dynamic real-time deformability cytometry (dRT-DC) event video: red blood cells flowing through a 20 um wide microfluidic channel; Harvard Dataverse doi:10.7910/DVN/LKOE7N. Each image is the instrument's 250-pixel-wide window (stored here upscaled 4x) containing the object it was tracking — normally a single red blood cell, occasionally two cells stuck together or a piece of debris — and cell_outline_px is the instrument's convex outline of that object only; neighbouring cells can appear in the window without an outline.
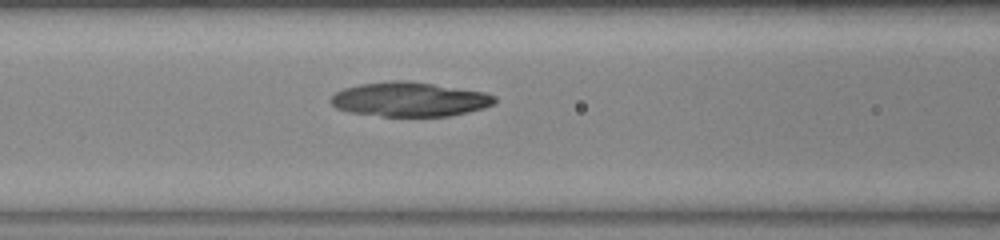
{"species": "common noctule bat (a hibernating species)", "species_latin": "Nyctalus noctula", "temperature_condition": "warm", "stored_images_in_passage": 31, "camera_frame_rate_fps": 3000, "um_per_image_px": 0.085, "animal": {"sex": "female", "body_mass_g": 23.0, "forearm_length_mm": 53.4}, "frame": {"image": 1, "passage_image": 17, "time_ms": 5.333, "image_size_px": [1000, 240], "cell_outline_px": [[496, 100], [492, 104], [484, 108], [468, 112], [448, 116], [380, 116], [348, 112], [336, 108], [328, 100], [336, 92], [344, 88], [360, 84], [392, 80], [408, 80], [484, 92], [496, 96]], "centroid_in_image_um": [34.79, 8.44], "position_along_channel_um": 131.8, "area_um2": 32.89}}
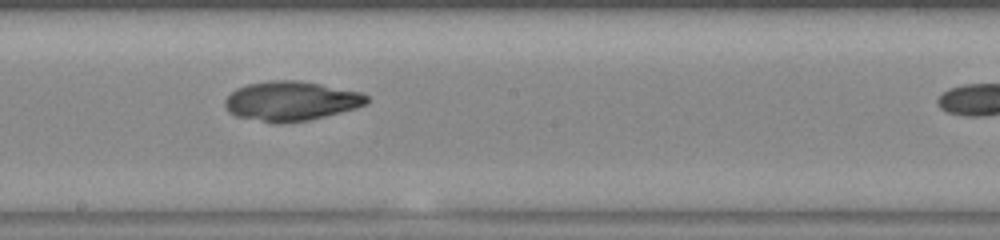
{"frame": {"image": 2, "passage_image": 24, "time_ms": 7.667, "image_size_px": [1000, 240], "cell_outline_px": [[368, 104], [356, 108], [308, 120], [276, 124], [272, 124], [236, 116], [228, 112], [224, 104], [224, 100], [236, 88], [248, 84], [272, 80], [296, 80], [320, 84], [360, 92], [368, 96]], "centroid_in_image_um": [24.71, 8.6], "position_along_channel_um": 223.5, "area_um2": 32.66}}
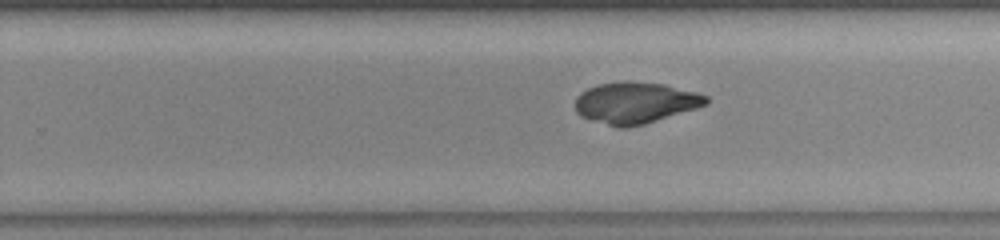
{"frame": {"image": 3, "passage_image": 28, "time_ms": 9.0, "image_size_px": [1000, 240], "cell_outline_px": [[708, 104], [696, 108], [644, 124], [624, 128], [616, 128], [580, 116], [576, 112], [576, 96], [580, 92], [596, 84], [628, 80], [664, 84], [696, 92], [708, 96]], "centroid_in_image_um": [53.98, 8.73], "position_along_channel_um": 275.8, "area_um2": 31.73}}